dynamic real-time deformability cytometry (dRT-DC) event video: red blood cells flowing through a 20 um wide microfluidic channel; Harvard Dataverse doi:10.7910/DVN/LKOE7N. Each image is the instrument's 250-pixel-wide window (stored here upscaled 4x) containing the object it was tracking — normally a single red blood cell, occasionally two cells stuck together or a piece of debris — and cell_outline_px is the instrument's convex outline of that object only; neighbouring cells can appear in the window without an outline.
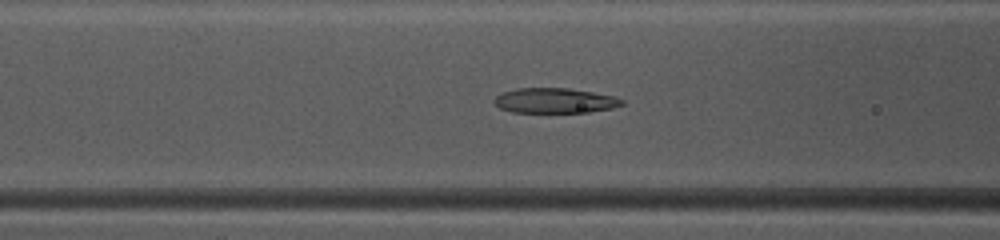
{"species": "common noctule bat (a hibernating species)", "species_latin": "Nyctalus noctula", "temperature_condition": "warm", "stored_images_in_passage": 42, "camera_frame_rate_fps": 3000, "um_per_image_px": 0.085, "animal": {"sex": "female", "body_mass_g": 10.0, "forearm_length_mm": 53.1}, "frame": {"image": 1, "passage_image": 14, "time_ms": 4.333, "image_size_px": [1000, 240], "cell_outline_px": [[624, 104], [612, 108], [588, 112], [512, 112], [500, 108], [492, 100], [496, 96], [504, 92], [516, 88], [568, 88], [616, 96], [624, 100]], "centroid_in_image_um": [47.17, 8.55], "position_along_channel_um": 119.4, "area_um2": 18.61}}
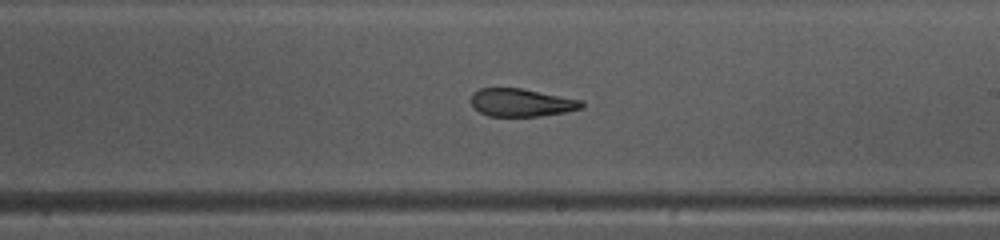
{"frame": {"image": 2, "passage_image": 23, "time_ms": 7.333, "image_size_px": [1000, 240], "cell_outline_px": [[584, 108], [564, 112], [540, 116], [488, 116], [480, 112], [472, 104], [472, 92], [480, 88], [520, 88], [584, 100]], "centroid_in_image_um": [44.36, 8.71], "position_along_channel_um": 244.6, "area_um2": 17.98}}
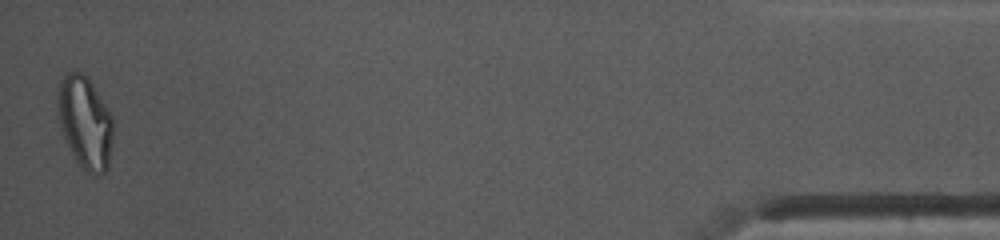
{"frame": {"image": 3, "passage_image": 42, "time_ms": 13.667, "image_size_px": [1000, 240], "cell_outline_px": [[112, 140], [108, 168], [104, 172], [92, 176], [80, 168], [64, 136], [60, 124], [56, 100], [56, 96], [60, 80], [68, 72], [80, 72], [88, 80], [112, 116]], "centroid_in_image_um": [7.21, 10.45], "position_along_channel_um": 428.0, "area_um2": 29.36}, "authors_computed_cell_mechanics": {"area_um2": 20.2589, "velocity_mm_per_s": 4.1709, "shape_relaxation_time_tau1_ms": null, "shape_relaxation_time_tau2_ms": 1.4945, "deformation_change_tau1": null, "deformation_change_tau2": 0.0836}}